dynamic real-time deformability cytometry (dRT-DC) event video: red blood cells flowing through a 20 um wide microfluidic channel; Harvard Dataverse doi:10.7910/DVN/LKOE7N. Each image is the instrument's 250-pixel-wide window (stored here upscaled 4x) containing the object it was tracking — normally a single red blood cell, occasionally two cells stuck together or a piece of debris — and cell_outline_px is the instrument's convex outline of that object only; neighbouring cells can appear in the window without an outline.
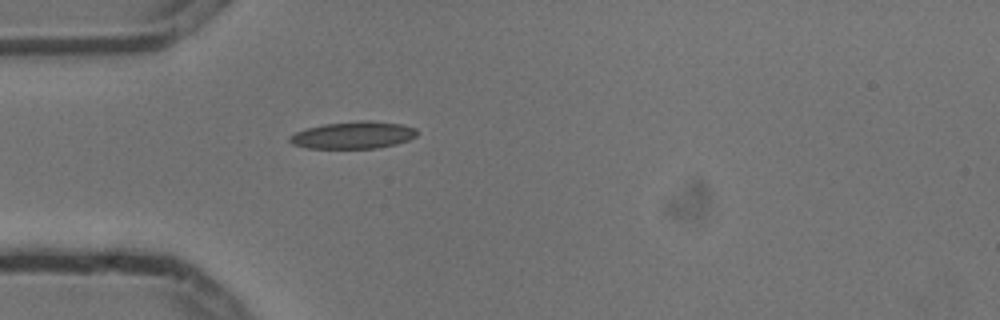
{"species": "common noctule bat (a hibernating species)", "species_latin": "Nyctalus noctula", "temperature_condition": "cold", "stored_images_in_passage": 1, "camera_frame_rate_fps": 3000, "um_per_image_px": 0.085, "animal": {"sex": "male", "body_mass_g": 13.3}, "frame": {"image": 1, "passage_image": 1, "time_ms": 0.0, "image_size_px": [1000, 320], "cell_outline_px": [[416, 136], [408, 140], [396, 144], [376, 148], [308, 148], [292, 144], [288, 140], [288, 136], [296, 132], [308, 128], [324, 124], [356, 120], [368, 120], [400, 124], [416, 128]], "centroid_in_image_um": [30.01, 11.48], "position_along_channel_um": 55.0, "area_um2": 20.11}}